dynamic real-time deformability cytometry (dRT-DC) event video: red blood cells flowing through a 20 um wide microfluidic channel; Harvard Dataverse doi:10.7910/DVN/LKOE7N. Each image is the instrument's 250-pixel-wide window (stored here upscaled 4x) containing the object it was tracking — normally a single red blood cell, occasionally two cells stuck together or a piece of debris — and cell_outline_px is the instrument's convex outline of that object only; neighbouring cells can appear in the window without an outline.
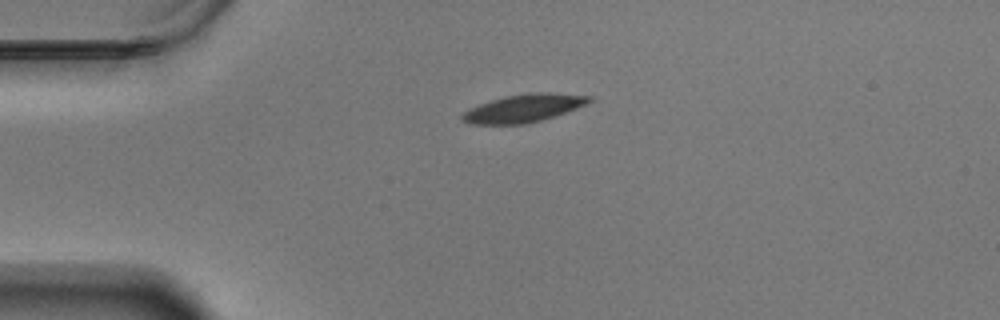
{"species": "Egyptian fruit bat (a non-hibernating species)", "species_latin": "Rousettus aegyptiacus", "temperature_condition": "warm", "stored_images_in_passage": 46, "camera_frame_rate_fps": 3000, "um_per_image_px": 0.085, "animal": {"sex": "male"}, "frame": {"image": 1, "passage_image": 1, "time_ms": 0.0, "image_size_px": [1000, 320], "cell_outline_px": [[592, 100], [588, 104], [540, 120], [524, 124], [472, 124], [460, 120], [460, 116], [464, 112], [480, 104], [504, 96], [528, 92], [552, 92], [592, 96]], "centroid_in_image_um": [44.52, 9.18], "position_along_channel_um": 40.5, "area_um2": 20.52}}
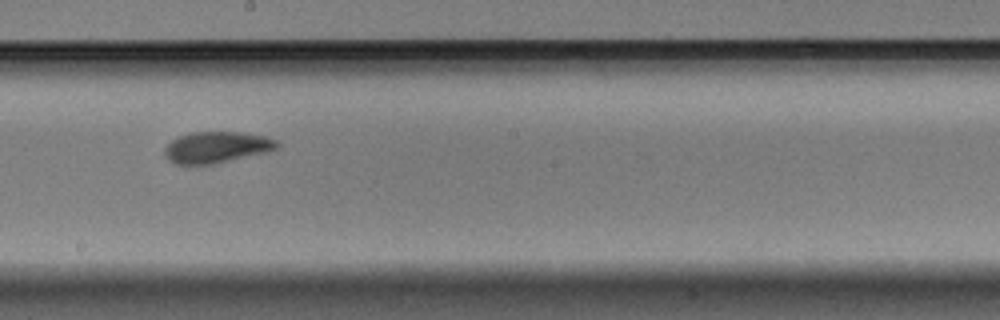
{"frame": {"image": 2, "passage_image": 20, "time_ms": 6.333, "image_size_px": [1000, 320], "cell_outline_px": [[280, 148], [268, 152], [216, 164], [176, 164], [168, 160], [164, 156], [164, 148], [172, 140], [180, 136], [192, 132], [244, 132], [264, 136], [276, 140], [280, 144]], "centroid_in_image_um": [18.45, 12.52], "position_along_channel_um": 229.8, "area_um2": 20.75}}
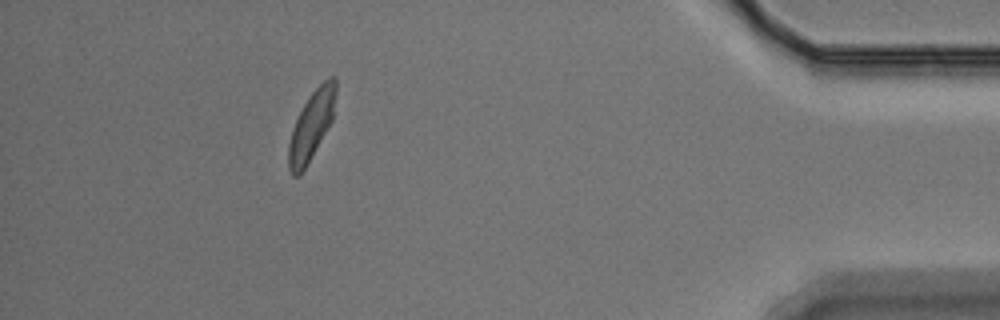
{"frame": {"image": 3, "passage_image": 40, "time_ms": 13.0, "image_size_px": [1000, 320], "cell_outline_px": [[336, 92], [332, 120], [300, 176], [292, 176], [288, 168], [288, 144], [292, 128], [308, 96], [328, 76], [336, 76]], "centroid_in_image_um": [26.46, 10.65], "position_along_channel_um": 408.7, "area_um2": 18.73}, "authors_computed_cell_mechanics": {"area_um2": 20.1144, "velocity_mm_per_s": 3.4513, "shape_relaxation_time_tau1_ms": 4.5361, "shape_relaxation_time_tau2_ms": 2.0294, "deformation_change_tau1": 0.1369, "deformation_change_tau2": 0.0742}}